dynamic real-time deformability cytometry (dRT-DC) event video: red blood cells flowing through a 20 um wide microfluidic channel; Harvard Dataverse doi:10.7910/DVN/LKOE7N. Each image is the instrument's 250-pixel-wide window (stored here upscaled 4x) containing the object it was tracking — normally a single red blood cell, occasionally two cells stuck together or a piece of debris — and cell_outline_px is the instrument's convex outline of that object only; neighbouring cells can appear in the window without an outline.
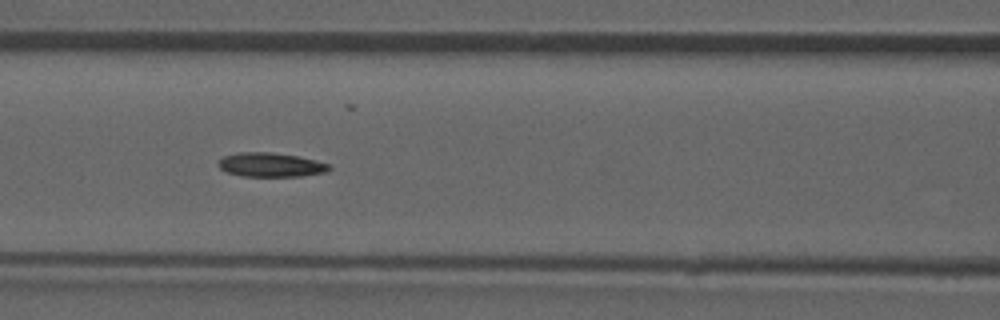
{"species": "common noctule bat (a hibernating species)", "species_latin": "Nyctalus noctula", "temperature_condition": "room temperature", "stored_images_in_passage": 53, "camera_frame_rate_fps": 3000, "um_per_image_px": 0.085, "animal": {"sex": "male", "forearm_length_mm": 52.5}, "frame": {"image": 1, "passage_image": 23, "time_ms": 7.333, "image_size_px": [1000, 320], "cell_outline_px": [[332, 168], [328, 172], [300, 176], [244, 176], [228, 172], [220, 168], [216, 164], [224, 156], [236, 152], [268, 152], [296, 156], [316, 160], [332, 164]], "centroid_in_image_um": [23.05, 14.01], "position_along_channel_um": 143.5, "area_um2": 15.61}, "authors_computed_cell_mechanics": {"area_um2": 15.895, "velocity_mm_per_s": 3.9229, "shape_relaxation_time_tau1_ms": null, "shape_relaxation_time_tau2_ms": 4.3418, "deformation_change_tau1": null, "deformation_change_tau2": 0.1016}}